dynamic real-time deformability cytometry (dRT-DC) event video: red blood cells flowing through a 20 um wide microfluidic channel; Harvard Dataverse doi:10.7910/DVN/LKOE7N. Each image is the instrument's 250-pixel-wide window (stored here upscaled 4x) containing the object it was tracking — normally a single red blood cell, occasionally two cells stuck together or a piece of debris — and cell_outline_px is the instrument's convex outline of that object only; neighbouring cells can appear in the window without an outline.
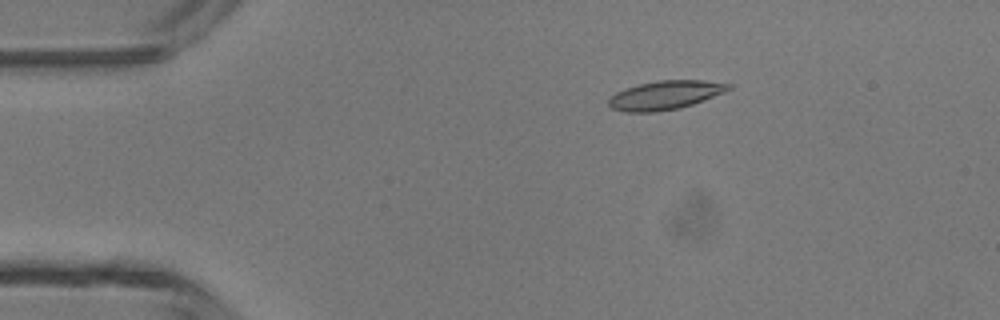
{"species": "common noctule bat (a hibernating species)", "species_latin": "Nyctalus noctula", "temperature_condition": "room temperature", "stored_images_in_passage": 35, "camera_frame_rate_fps": 3000, "um_per_image_px": 0.085, "animal": {"sex": "male", "body_mass_g": 13.3}, "frame": {"image": 1, "passage_image": 1, "time_ms": 0.0, "image_size_px": [1000, 320], "cell_outline_px": [[732, 88], [724, 92], [704, 100], [680, 108], [652, 112], [624, 112], [612, 108], [608, 104], [608, 100], [616, 92], [624, 88], [636, 84], [656, 80], [704, 80], [732, 84]], "centroid_in_image_um": [56.53, 8.07], "position_along_channel_um": 28.5, "area_um2": 20.23}}
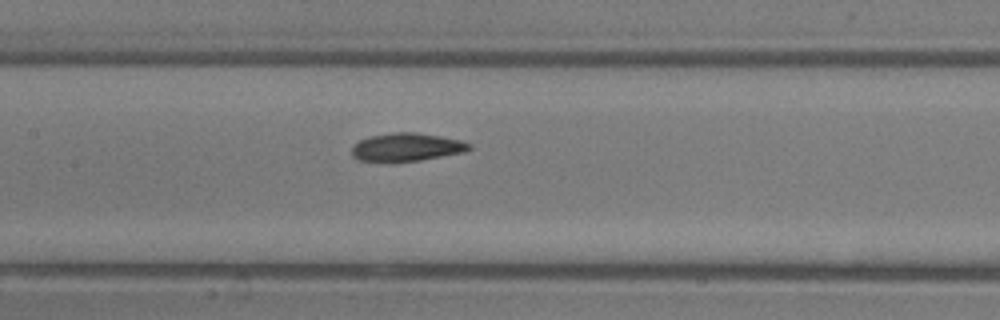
{"frame": {"image": 2, "passage_image": 15, "time_ms": 4.667, "image_size_px": [1000, 320], "cell_outline_px": [[472, 148], [464, 152], [420, 160], [392, 164], [384, 164], [356, 160], [352, 156], [352, 144], [368, 136], [392, 132], [416, 132], [440, 136], [460, 140], [472, 144]], "centroid_in_image_um": [34.48, 12.54], "position_along_channel_um": 172.9, "area_um2": 20.06}}
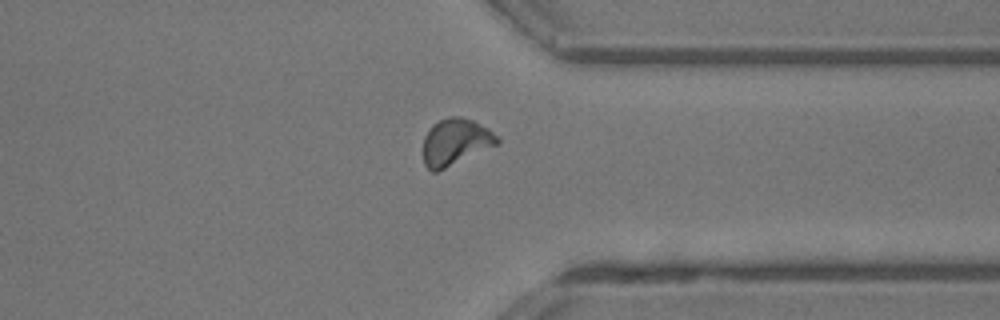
{"frame": {"image": 3, "passage_image": 29, "time_ms": 9.333, "image_size_px": [1000, 320], "cell_outline_px": [[500, 144], [436, 172], [432, 172], [424, 164], [424, 136], [428, 128], [432, 124], [448, 116], [460, 116], [472, 120], [488, 128], [500, 140]], "centroid_in_image_um": [38.71, 12.06], "position_along_channel_um": 372.7, "area_um2": 20.17}}